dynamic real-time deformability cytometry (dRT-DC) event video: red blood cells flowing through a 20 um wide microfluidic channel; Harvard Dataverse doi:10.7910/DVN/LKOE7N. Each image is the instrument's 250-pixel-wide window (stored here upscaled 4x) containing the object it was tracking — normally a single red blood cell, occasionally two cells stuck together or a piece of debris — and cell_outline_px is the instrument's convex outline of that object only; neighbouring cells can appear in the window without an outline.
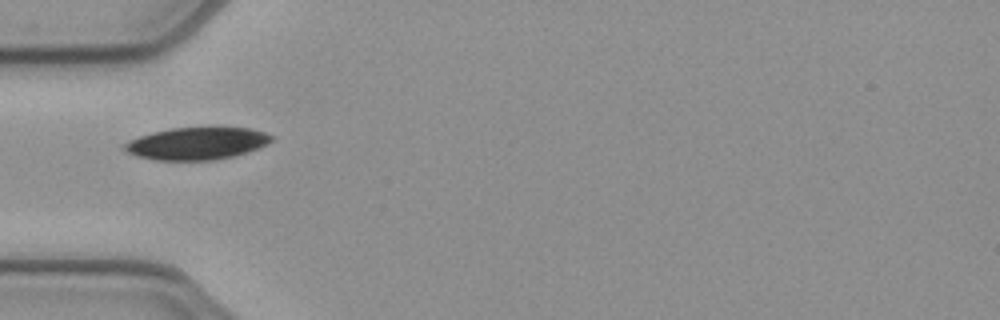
{"species": "common noctule bat (a hibernating species)", "species_latin": "Nyctalus noctula", "temperature_condition": "cold", "stored_images_in_passage": 22, "camera_frame_rate_fps": 3000, "um_per_image_px": 0.085, "animal": {"sex": "female", "body_mass_g": 21.9}, "frame": {"image": 1, "passage_image": 1, "time_ms": 0.0, "image_size_px": [1000, 320], "cell_outline_px": [[276, 136], [268, 144], [260, 148], [248, 152], [216, 160], [156, 160], [136, 156], [120, 148], [120, 144], [128, 140], [152, 132], [172, 128], [208, 124], [252, 128]], "centroid_in_image_um": [16.77, 12.14], "position_along_channel_um": 68.2, "area_um2": 29.07}}
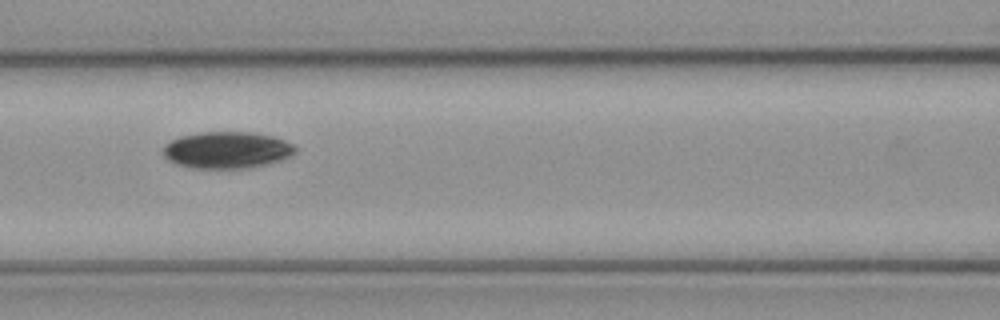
{"frame": {"image": 2, "passage_image": 7, "time_ms": 2.0, "image_size_px": [1000, 320], "cell_outline_px": [[296, 152], [292, 156], [284, 160], [268, 164], [248, 168], [188, 168], [176, 164], [168, 160], [164, 156], [164, 144], [180, 136], [200, 132], [252, 132], [272, 136], [296, 144]], "centroid_in_image_um": [19.33, 12.76], "position_along_channel_um": 147.3, "area_um2": 28.67}}
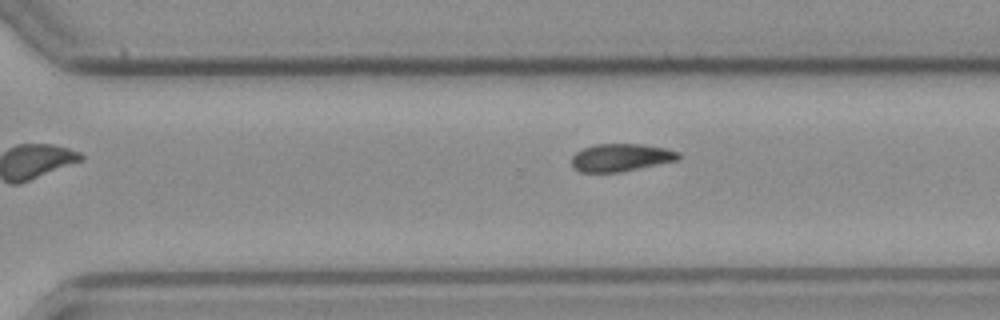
{"frame": {"image": 3, "passage_image": 17, "time_ms": 5.333, "image_size_px": [1000, 320], "cell_outline_px": [[680, 160], [620, 172], [580, 172], [572, 168], [572, 156], [576, 152], [584, 148], [596, 144], [640, 144], [664, 148], [680, 152]], "centroid_in_image_um": [52.78, 13.4], "position_along_channel_um": 317.8, "area_um2": 17.28}}